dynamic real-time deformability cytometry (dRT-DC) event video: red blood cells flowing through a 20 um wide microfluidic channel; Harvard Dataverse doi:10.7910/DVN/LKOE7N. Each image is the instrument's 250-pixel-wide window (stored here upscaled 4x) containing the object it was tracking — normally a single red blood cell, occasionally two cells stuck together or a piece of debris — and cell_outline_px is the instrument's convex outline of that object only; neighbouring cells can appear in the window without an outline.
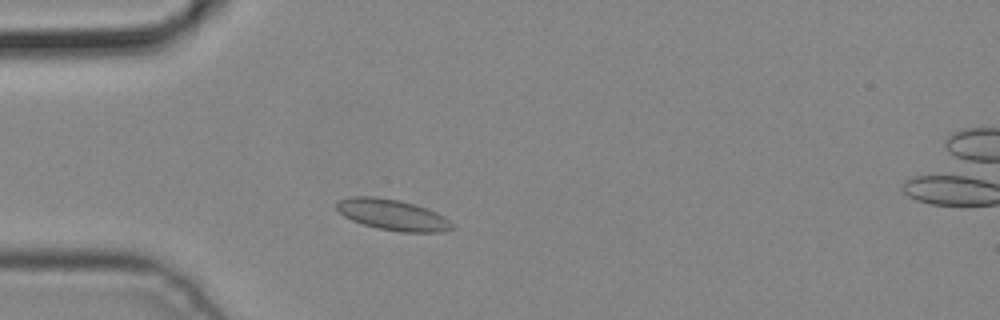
{"species": "common noctule bat (a hibernating species)", "species_latin": "Nyctalus noctula", "temperature_condition": "cold", "stored_images_in_passage": 4, "camera_frame_rate_fps": 3000, "um_per_image_px": 0.085, "animal": {"sex": "male", "body_mass_g": 19.2, "forearm_length_mm": 51.8}, "frame": {"image": 1, "passage_image": 3, "time_ms": 0.667, "image_size_px": [1000, 320], "cell_outline_px": [[452, 228], [444, 232], [400, 232], [376, 228], [352, 220], [344, 216], [336, 208], [336, 200], [348, 196], [376, 196], [400, 200], [428, 208], [444, 216], [452, 224]], "centroid_in_image_um": [33.33, 18.24], "position_along_channel_um": 51.7, "area_um2": 20.98}}